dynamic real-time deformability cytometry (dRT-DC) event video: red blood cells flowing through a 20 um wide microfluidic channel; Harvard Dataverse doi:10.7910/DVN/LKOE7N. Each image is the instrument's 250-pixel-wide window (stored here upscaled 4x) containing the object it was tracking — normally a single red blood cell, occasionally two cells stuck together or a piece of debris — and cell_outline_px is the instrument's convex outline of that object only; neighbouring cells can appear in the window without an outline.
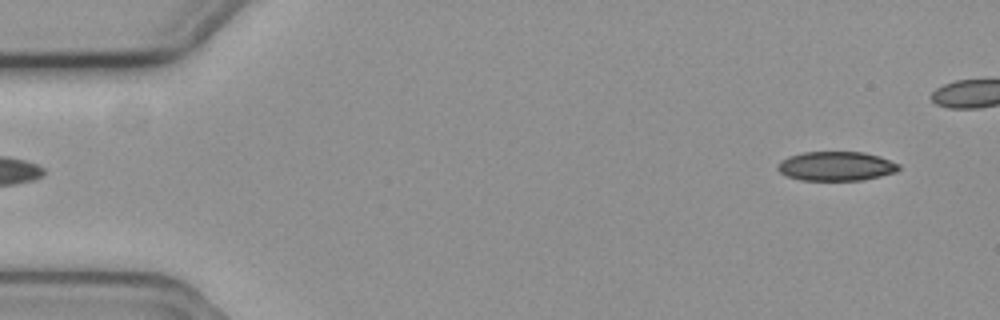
{"species": "common noctule bat (a hibernating species)", "species_latin": "Nyctalus noctula", "temperature_condition": "cold", "stored_images_in_passage": 4, "camera_frame_rate_fps": 3000, "um_per_image_px": 0.085, "animal": {"sex": "female", "body_mass_g": 19.3, "forearm_length_mm": 54.1}, "frame": {"image": 1, "passage_image": 4, "time_ms": 1.0, "image_size_px": [1000, 320], "cell_outline_px": [[900, 168], [896, 172], [864, 180], [800, 180], [788, 176], [780, 172], [776, 168], [780, 160], [788, 156], [804, 152], [864, 152], [880, 156], [900, 164]], "centroid_in_image_um": [71.08, 14.12], "position_along_channel_um": 13.9, "area_um2": 20.75}}